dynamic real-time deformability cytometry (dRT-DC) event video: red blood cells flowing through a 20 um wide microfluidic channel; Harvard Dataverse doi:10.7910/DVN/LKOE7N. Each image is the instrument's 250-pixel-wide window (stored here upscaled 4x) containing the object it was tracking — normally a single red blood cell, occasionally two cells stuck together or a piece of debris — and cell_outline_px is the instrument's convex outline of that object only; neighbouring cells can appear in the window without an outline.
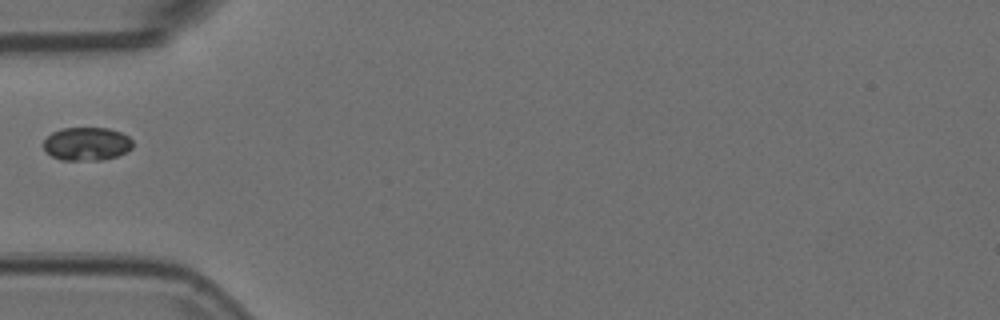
{"species": "Egyptian fruit bat (a non-hibernating species)", "species_latin": "Rousettus aegyptiacus", "temperature_condition": "room temperature", "stored_images_in_passage": 34, "camera_frame_rate_fps": 3000, "um_per_image_px": 0.085, "animal": {"sex": "female"}, "frame": {"image": 1, "passage_image": 1, "time_ms": 0.0, "image_size_px": [1000, 320], "cell_outline_px": [[132, 148], [116, 156], [100, 160], [60, 160], [52, 156], [44, 148], [44, 140], [52, 132], [60, 128], [108, 128], [120, 132], [128, 136], [132, 140]], "centroid_in_image_um": [7.36, 12.22], "position_along_channel_um": 77.6, "area_um2": 17.22}}
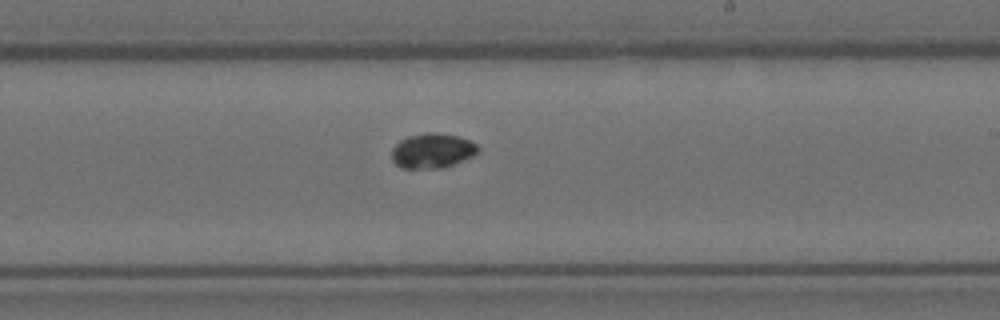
{"frame": {"image": 2, "passage_image": 15, "time_ms": 4.667, "image_size_px": [1000, 320], "cell_outline_px": [[480, 152], [472, 156], [444, 168], [400, 168], [392, 160], [392, 148], [400, 140], [408, 136], [428, 132], [436, 132], [460, 136], [476, 144], [480, 148]], "centroid_in_image_um": [36.75, 12.81], "position_along_channel_um": 252.2, "area_um2": 17.63}}
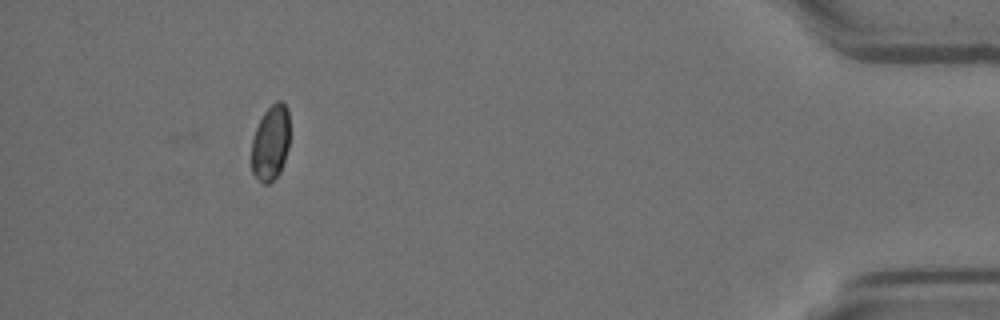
{"frame": {"image": 3, "passage_image": 33, "time_ms": 10.667, "image_size_px": [1000, 320], "cell_outline_px": [[288, 148], [280, 172], [268, 184], [264, 184], [252, 172], [252, 140], [256, 128], [264, 112], [276, 100], [280, 100], [288, 108]], "centroid_in_image_um": [23.0, 12.12], "position_along_channel_um": 412.2, "area_um2": 16.53}}